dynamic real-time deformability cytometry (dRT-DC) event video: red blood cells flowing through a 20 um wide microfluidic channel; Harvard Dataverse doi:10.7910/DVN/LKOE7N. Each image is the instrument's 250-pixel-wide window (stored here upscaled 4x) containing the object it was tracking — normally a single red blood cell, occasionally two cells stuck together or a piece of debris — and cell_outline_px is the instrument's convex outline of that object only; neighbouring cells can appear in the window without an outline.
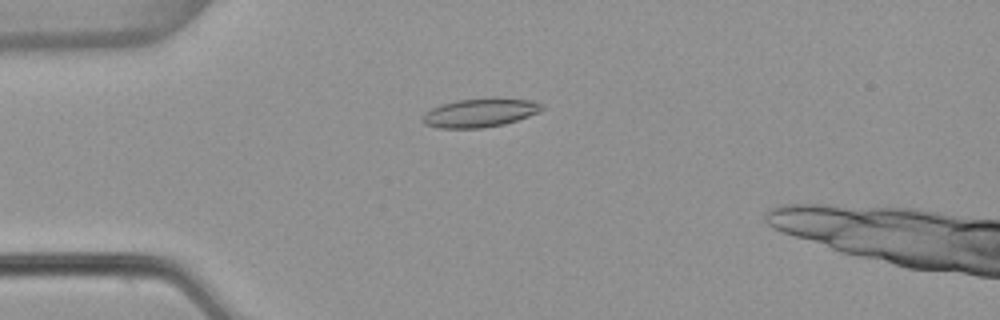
{"species": "common noctule bat (a hibernating species)", "species_latin": "Nyctalus noctula", "temperature_condition": "warm", "stored_images_in_passage": 51, "camera_frame_rate_fps": 3000, "um_per_image_px": 0.085, "animal": {"sex": "female", "body_mass_g": 22.7, "forearm_length_mm": 54.2}, "frame": {"image": 1, "passage_image": 14, "time_ms": 4.333, "image_size_px": [1000, 320], "cell_outline_px": [[544, 108], [540, 112], [504, 124], [484, 128], [440, 128], [424, 124], [420, 120], [424, 112], [440, 104], [456, 100], [492, 96], [496, 96], [532, 100], [544, 104]], "centroid_in_image_um": [40.81, 9.55], "position_along_channel_um": 44.2, "area_um2": 20.63}}
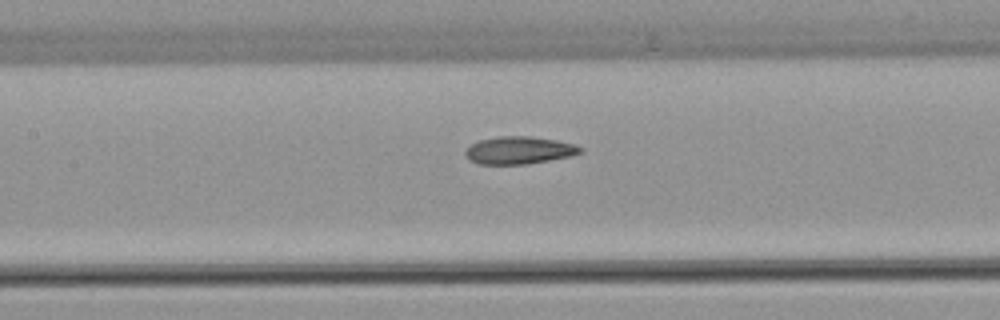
{"frame": {"image": 2, "passage_image": 25, "time_ms": 8.0, "image_size_px": [1000, 320], "cell_outline_px": [[584, 152], [572, 156], [528, 164], [476, 164], [468, 160], [464, 156], [464, 152], [472, 144], [480, 140], [496, 136], [528, 136], [556, 140], [576, 144], [584, 148]], "centroid_in_image_um": [44.14, 12.78], "position_along_channel_um": 163.3, "area_um2": 18.73}}
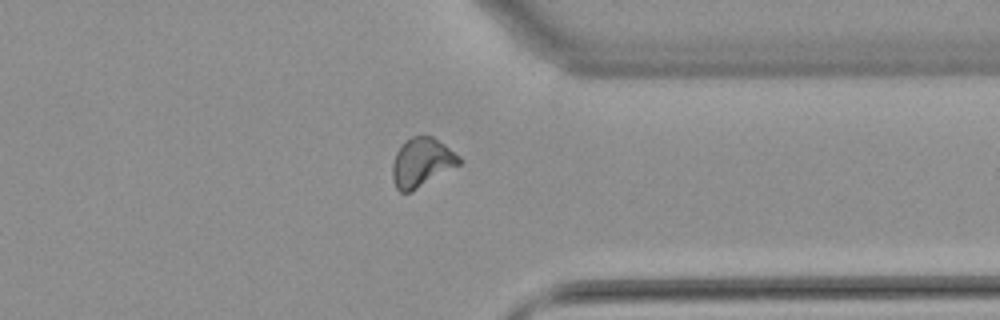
{"frame": {"image": 3, "passage_image": 42, "time_ms": 13.667, "image_size_px": [1000, 320], "cell_outline_px": [[460, 164], [412, 192], [400, 192], [396, 188], [392, 180], [392, 164], [396, 152], [404, 140], [412, 136], [432, 136], [444, 144], [460, 156]], "centroid_in_image_um": [35.81, 13.81], "position_along_channel_um": 375.6, "area_um2": 19.07}, "authors_computed_cell_mechanics": {"area_um2": 18.7272, "velocity_mm_per_s": 3.824, "shape_relaxation_time_tau1_ms": null, "shape_relaxation_time_tau2_ms": 2.534, "deformation_change_tau1": null, "deformation_change_tau2": 0.0903}}